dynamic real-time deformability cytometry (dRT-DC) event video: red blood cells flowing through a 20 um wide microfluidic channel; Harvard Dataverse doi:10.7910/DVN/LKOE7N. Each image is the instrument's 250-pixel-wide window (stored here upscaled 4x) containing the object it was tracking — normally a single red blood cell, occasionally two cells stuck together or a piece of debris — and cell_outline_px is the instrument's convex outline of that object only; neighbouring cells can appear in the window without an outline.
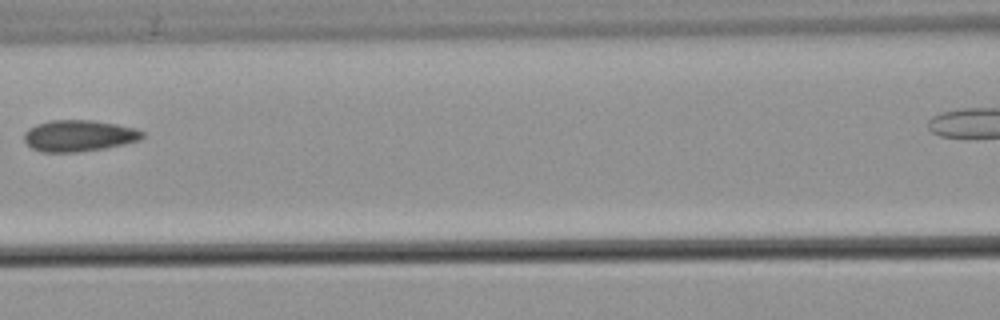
{"species": "common noctule bat (a hibernating species)", "species_latin": "Nyctalus noctula", "temperature_condition": "warm", "stored_images_in_passage": 6, "camera_frame_rate_fps": 3000, "um_per_image_px": 0.085, "animal": {"sex": "male", "body_mass_g": 21.5, "forearm_length_mm": 52.0}, "frame": {"image": 1, "passage_image": 5, "time_ms": 5.667, "image_size_px": [1000, 320], "cell_outline_px": [[144, 136], [140, 140], [124, 144], [104, 148], [80, 152], [44, 152], [32, 148], [24, 140], [24, 132], [28, 128], [36, 124], [52, 120], [92, 120], [116, 124], [136, 128], [144, 132]], "centroid_in_image_um": [6.71, 11.53], "position_along_channel_um": 159.9, "area_um2": 21.68}}